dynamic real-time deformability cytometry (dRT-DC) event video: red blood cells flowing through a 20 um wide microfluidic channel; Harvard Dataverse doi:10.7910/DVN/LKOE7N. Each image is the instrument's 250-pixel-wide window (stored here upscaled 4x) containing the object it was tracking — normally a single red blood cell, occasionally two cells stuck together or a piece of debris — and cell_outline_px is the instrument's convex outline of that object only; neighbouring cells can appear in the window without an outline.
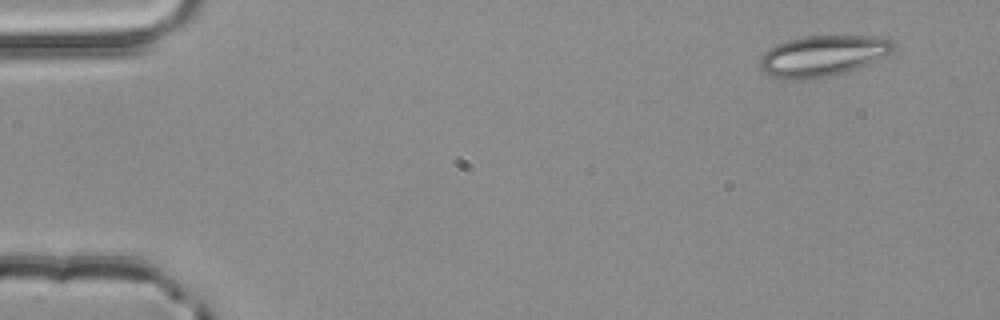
{"species": "common noctule bat (a hibernating species)", "species_latin": "Nyctalus noctula", "temperature_condition": "room temperature", "stored_images_in_passage": 4, "camera_frame_rate_fps": 3000, "um_per_image_px": 0.085, "animal": {"sex": "male", "body_mass_g": 20.4}, "frame": {"image": 1, "passage_image": 1, "time_ms": 0.0, "image_size_px": [1000, 320], "cell_outline_px": [[896, 52], [856, 68], [844, 72], [828, 76], [804, 80], [784, 80], [768, 76], [760, 68], [760, 56], [768, 48], [776, 44], [788, 40], [804, 36], [872, 36], [892, 40], [896, 44]], "centroid_in_image_um": [69.91, 4.75], "position_along_channel_um": 15.1, "area_um2": 32.14}}